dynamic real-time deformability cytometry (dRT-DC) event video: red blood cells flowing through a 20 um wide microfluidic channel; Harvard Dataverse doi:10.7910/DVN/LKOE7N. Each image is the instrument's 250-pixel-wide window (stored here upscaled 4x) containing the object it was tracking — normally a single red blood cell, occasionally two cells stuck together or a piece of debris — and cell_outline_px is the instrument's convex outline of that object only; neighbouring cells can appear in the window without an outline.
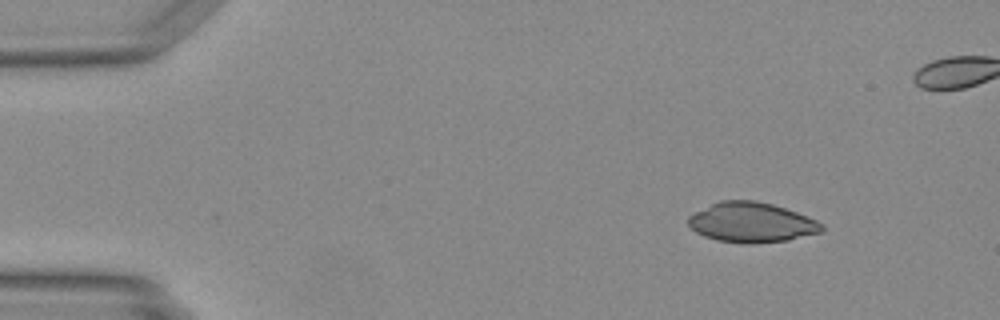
{"species": "Egyptian fruit bat (a non-hibernating species)", "species_latin": "Rousettus aegyptiacus", "temperature_condition": "warm", "stored_images_in_passage": 37, "camera_frame_rate_fps": 3000, "um_per_image_px": 0.085, "animal": {"sex": "female"}, "frame": {"image": 1, "passage_image": 1, "time_ms": 0.0, "image_size_px": [1000, 320], "cell_outline_px": [[824, 232], [788, 240], [752, 244], [740, 244], [716, 240], [704, 236], [696, 232], [688, 224], [688, 216], [720, 200], [756, 200], [772, 204], [796, 212], [816, 220], [824, 224]], "centroid_in_image_um": [63.9, 18.92], "position_along_channel_um": 21.1, "area_um2": 31.21}}